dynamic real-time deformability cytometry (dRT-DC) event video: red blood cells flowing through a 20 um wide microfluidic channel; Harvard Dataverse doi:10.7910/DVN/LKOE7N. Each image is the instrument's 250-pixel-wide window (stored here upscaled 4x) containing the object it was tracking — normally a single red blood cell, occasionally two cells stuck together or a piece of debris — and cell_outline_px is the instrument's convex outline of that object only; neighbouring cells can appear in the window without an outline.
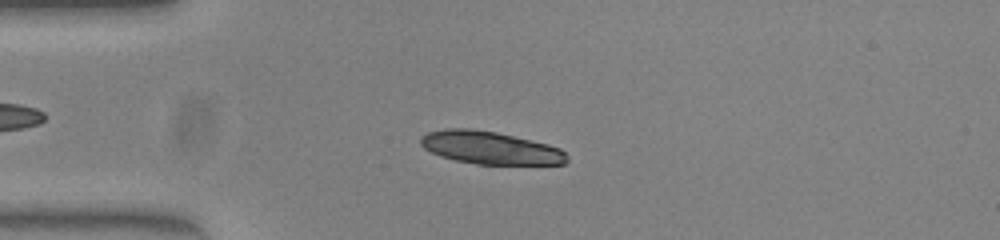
{"species": "common noctule bat (a hibernating species)", "species_latin": "Nyctalus noctula", "temperature_condition": "warm", "stored_images_in_passage": 50, "camera_frame_rate_fps": 3000, "um_per_image_px": 0.085, "animal": {"sex": "female", "body_mass_g": 23.0, "forearm_length_mm": 53.4}, "frame": {"image": 1, "passage_image": 12, "time_ms": 3.667, "image_size_px": [1000, 240], "cell_outline_px": [[568, 160], [564, 164], [476, 164], [456, 160], [440, 156], [424, 148], [420, 144], [420, 136], [428, 132], [444, 128], [468, 128], [496, 132], [548, 144], [560, 148], [568, 156]], "centroid_in_image_um": [41.65, 12.55], "position_along_channel_um": 43.4, "area_um2": 27.86}}